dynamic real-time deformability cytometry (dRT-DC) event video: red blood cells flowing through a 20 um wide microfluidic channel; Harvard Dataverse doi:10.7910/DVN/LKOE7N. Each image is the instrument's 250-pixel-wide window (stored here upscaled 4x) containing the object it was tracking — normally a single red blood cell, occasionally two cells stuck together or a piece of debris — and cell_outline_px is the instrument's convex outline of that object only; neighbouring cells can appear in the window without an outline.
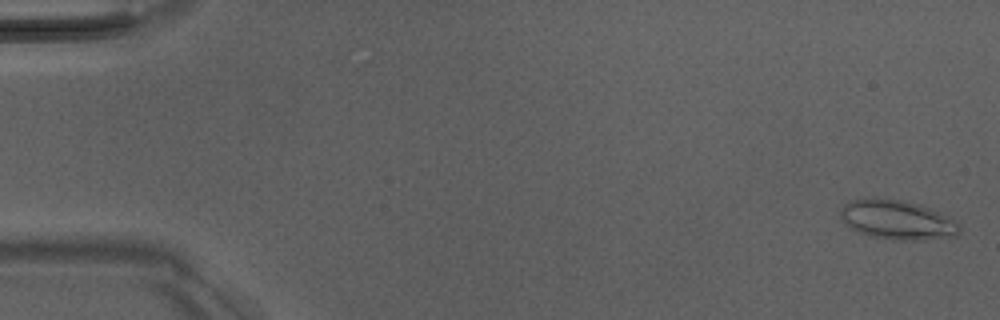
{"species": "Egyptian fruit bat (a non-hibernating species)", "species_latin": "Rousettus aegyptiacus", "temperature_condition": "room temperature", "stored_images_in_passage": 12, "camera_frame_rate_fps": 3000, "um_per_image_px": 0.085, "animal": {"sex": "male"}, "frame": {"image": 1, "passage_image": 2, "time_ms": 0.333, "image_size_px": [1000, 320], "cell_outline_px": [[960, 232], [956, 236], [924, 240], [892, 240], [872, 236], [848, 228], [840, 220], [840, 208], [848, 200], [864, 196], [904, 200], [920, 204], [932, 208], [948, 216], [960, 224]], "centroid_in_image_um": [76.22, 18.66], "position_along_channel_um": 8.8, "area_um2": 28.15}}